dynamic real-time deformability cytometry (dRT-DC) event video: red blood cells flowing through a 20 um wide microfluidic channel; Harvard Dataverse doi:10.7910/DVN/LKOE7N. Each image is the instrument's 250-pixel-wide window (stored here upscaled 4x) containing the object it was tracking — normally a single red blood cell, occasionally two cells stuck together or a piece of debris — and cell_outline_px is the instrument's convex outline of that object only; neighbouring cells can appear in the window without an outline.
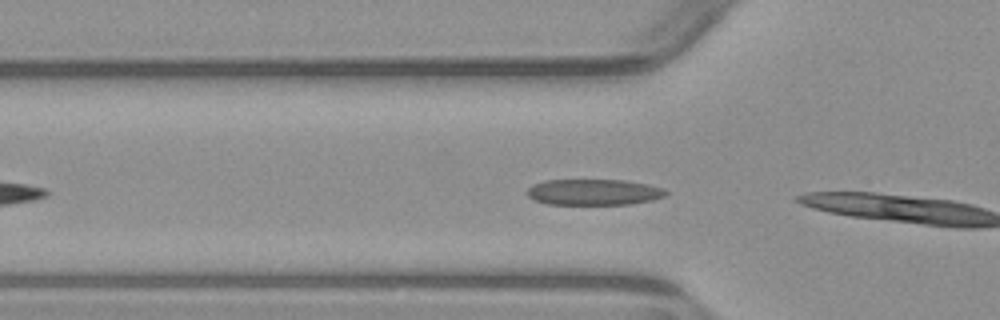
{"species": "common noctule bat (a hibernating species)", "species_latin": "Nyctalus noctula", "temperature_condition": "warm", "stored_images_in_passage": 6, "camera_frame_rate_fps": 3000, "um_per_image_px": 0.085, "animal": {"sex": "male", "body_mass_g": 23.1, "forearm_length_mm": 52.7}, "frame": {"image": 1, "passage_image": 3, "time_ms": 2.333, "image_size_px": [1000, 320], "cell_outline_px": [[668, 196], [652, 200], [632, 204], [548, 204], [536, 200], [528, 196], [528, 188], [532, 184], [544, 180], [624, 180], [648, 184], [664, 188], [668, 192]], "centroid_in_image_um": [50.52, 16.32], "position_along_channel_um": 75.3, "area_um2": 21.1}}
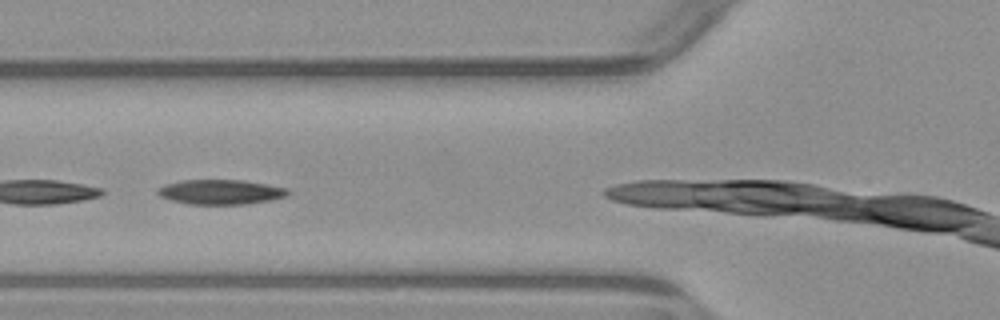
{"frame": {"image": 2, "passage_image": 4, "time_ms": 4.333, "image_size_px": [1000, 320], "cell_outline_px": [[292, 192], [284, 196], [268, 200], [248, 204], [188, 204], [172, 200], [160, 196], [156, 192], [156, 188], [164, 184], [180, 180], [244, 180], [288, 188]], "centroid_in_image_um": [18.72, 16.31], "position_along_channel_um": 107.1, "area_um2": 18.84}}